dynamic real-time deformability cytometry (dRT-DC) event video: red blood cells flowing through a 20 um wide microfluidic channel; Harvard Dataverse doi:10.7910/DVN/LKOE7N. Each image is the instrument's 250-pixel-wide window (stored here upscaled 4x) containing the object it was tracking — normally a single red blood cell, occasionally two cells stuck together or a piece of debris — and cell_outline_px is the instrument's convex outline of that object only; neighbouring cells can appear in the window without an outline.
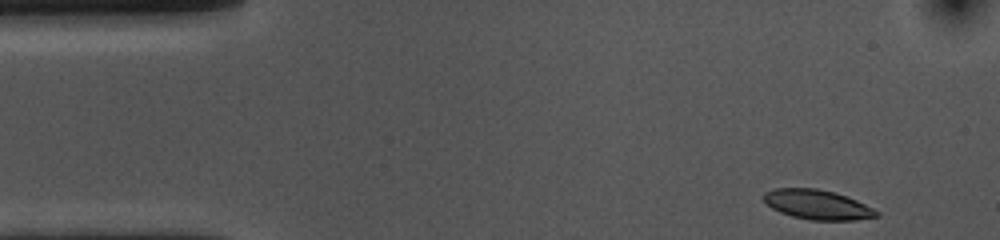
{"species": "common noctule bat (a hibernating species)", "species_latin": "Nyctalus noctula", "temperature_condition": "cold", "stored_images_in_passage": 43, "camera_frame_rate_fps": 3000, "um_per_image_px": 0.085, "animal": {"sex": "female", "body_mass_g": 10.0, "forearm_length_mm": 53.1}, "frame": {"image": 1, "passage_image": 1, "time_ms": 0.0, "image_size_px": [1000, 240], "cell_outline_px": [[880, 216], [856, 220], [812, 220], [792, 216], [780, 212], [772, 208], [764, 200], [764, 192], [776, 188], [816, 188], [836, 192], [856, 200], [880, 212]], "centroid_in_image_um": [69.5, 17.39], "position_along_channel_um": 15.5, "area_um2": 19.42}}
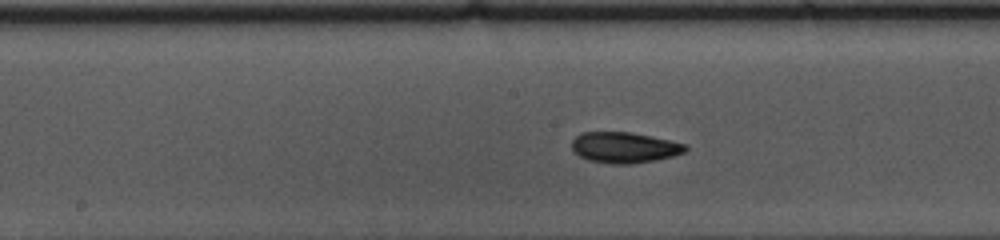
{"frame": {"image": 2, "passage_image": 23, "time_ms": 7.333, "image_size_px": [1000, 240], "cell_outline_px": [[688, 148], [684, 152], [672, 156], [656, 160], [632, 164], [608, 164], [588, 160], [572, 152], [572, 140], [580, 132], [632, 132], [668, 140], [684, 144]], "centroid_in_image_um": [53.02, 12.54], "position_along_channel_um": 195.2, "area_um2": 20.46}}
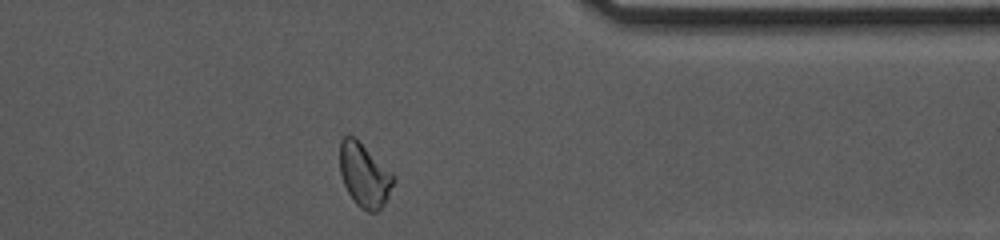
{"frame": {"image": 3, "passage_image": 40, "time_ms": 13.0, "image_size_px": [1000, 240], "cell_outline_px": [[396, 180], [388, 196], [380, 208], [376, 212], [368, 212], [360, 208], [352, 200], [344, 184], [340, 172], [340, 140], [344, 136], [356, 136], [392, 172]], "centroid_in_image_um": [30.97, 14.86], "position_along_channel_um": 380.4, "area_um2": 20.11}, "authors_computed_cell_mechanics": {"area_um2": 20.1144, "velocity_mm_per_s": 3.5366, "shape_relaxation_time_tau1_ms": 5.4811, "shape_relaxation_time_tau2_ms": 3.4455, "deformation_change_tau1": 0.131, "deformation_change_tau2": 0.0785}}